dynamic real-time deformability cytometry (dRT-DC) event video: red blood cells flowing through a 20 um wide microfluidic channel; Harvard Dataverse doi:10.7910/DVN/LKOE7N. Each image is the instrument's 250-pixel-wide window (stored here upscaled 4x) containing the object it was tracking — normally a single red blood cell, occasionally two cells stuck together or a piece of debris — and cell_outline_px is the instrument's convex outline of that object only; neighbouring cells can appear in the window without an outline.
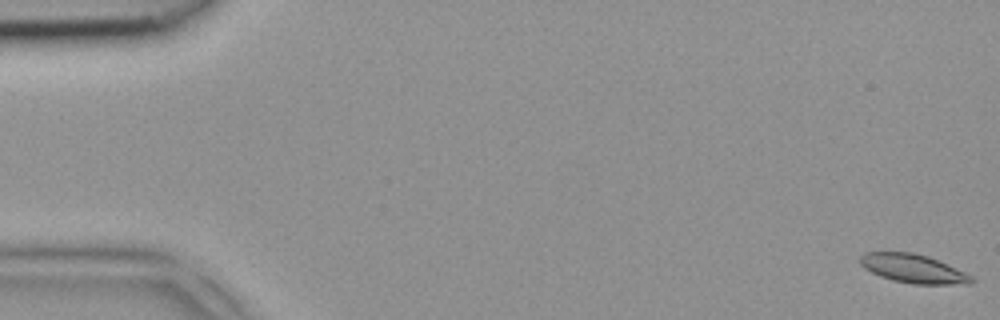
{"species": "common noctule bat (a hibernating species)", "species_latin": "Nyctalus noctula", "temperature_condition": "room temperature", "stored_images_in_passage": 5, "segment_of_instrument_passage": [2, 2], "camera_frame_rate_fps": 3000, "um_per_image_px": 0.085, "animal": {"sex": "female", "body_mass_g": 18.4}, "frame": {"image": 1, "passage_image": 5, "time_ms": 1.333, "image_size_px": [1000, 320], "cell_outline_px": [[976, 280], [972, 284], [912, 284], [892, 280], [880, 276], [864, 268], [860, 264], [860, 256], [864, 252], [912, 252], [928, 256], [964, 272], [972, 276]], "centroid_in_image_um": [77.62, 22.84], "position_along_channel_um": 7.4, "area_um2": 18.61}}